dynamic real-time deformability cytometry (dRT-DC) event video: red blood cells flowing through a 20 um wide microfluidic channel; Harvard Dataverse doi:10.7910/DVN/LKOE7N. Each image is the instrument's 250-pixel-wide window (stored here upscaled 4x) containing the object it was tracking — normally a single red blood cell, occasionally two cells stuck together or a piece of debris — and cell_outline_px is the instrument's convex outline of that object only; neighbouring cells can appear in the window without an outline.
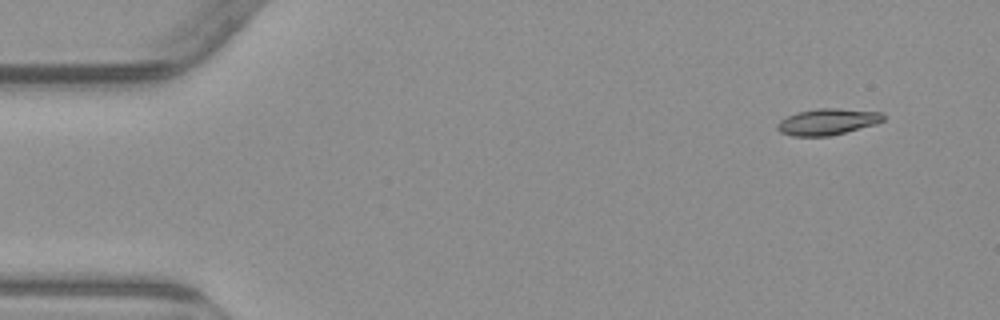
{"species": "common noctule bat (a hibernating species)", "species_latin": "Nyctalus noctula", "temperature_condition": "warm", "stored_images_in_passage": 4, "camera_frame_rate_fps": 3000, "um_per_image_px": 0.085, "animal": {"sex": "male", "body_mass_g": 23.1, "forearm_length_mm": 52.7}, "frame": {"image": 1, "passage_image": 1, "time_ms": 0.0, "image_size_px": [1000, 320], "cell_outline_px": [[884, 120], [876, 124], [828, 136], [792, 136], [780, 132], [776, 128], [776, 124], [780, 120], [796, 112], [816, 108], [836, 108], [884, 112]], "centroid_in_image_um": [70.32, 10.34], "position_along_channel_um": 14.7, "area_um2": 16.3}}
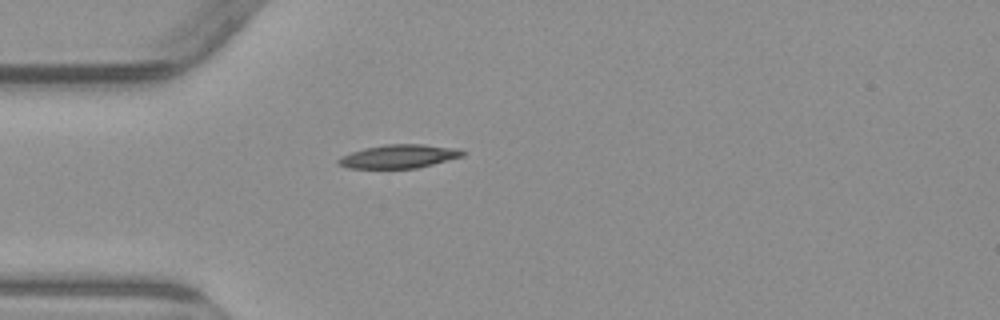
{"frame": {"image": 2, "passage_image": 4, "time_ms": 3.667, "image_size_px": [1000, 320], "cell_outline_px": [[468, 152], [464, 156], [416, 168], [348, 168], [336, 164], [336, 160], [340, 156], [364, 148], [384, 144], [424, 144], [460, 148]], "centroid_in_image_um": [33.93, 13.28], "position_along_channel_um": 51.1, "area_um2": 17.28}}